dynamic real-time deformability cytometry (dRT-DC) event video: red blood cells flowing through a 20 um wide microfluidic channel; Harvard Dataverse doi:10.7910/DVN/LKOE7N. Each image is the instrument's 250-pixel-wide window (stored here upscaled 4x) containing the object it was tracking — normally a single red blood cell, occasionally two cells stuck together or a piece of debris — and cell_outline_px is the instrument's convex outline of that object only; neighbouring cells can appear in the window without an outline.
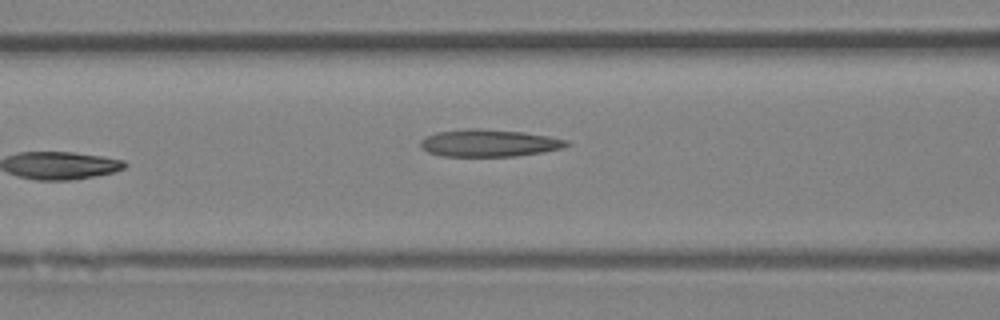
{"species": "Egyptian fruit bat (a non-hibernating species)", "species_latin": "Rousettus aegyptiacus", "temperature_condition": "room temperature", "stored_images_in_passage": 4, "camera_frame_rate_fps": 3000, "um_per_image_px": 0.085, "animal": {"sex": "female"}, "frame": {"image": 1, "passage_image": 4, "time_ms": 3.667, "image_size_px": [1000, 320], "cell_outline_px": [[572, 144], [564, 148], [544, 152], [516, 156], [444, 156], [428, 152], [420, 144], [420, 140], [424, 136], [436, 132], [464, 128], [480, 128], [524, 132], [548, 136], [568, 140]], "centroid_in_image_um": [41.6, 12.15], "position_along_channel_um": 125.0, "area_um2": 23.47}}